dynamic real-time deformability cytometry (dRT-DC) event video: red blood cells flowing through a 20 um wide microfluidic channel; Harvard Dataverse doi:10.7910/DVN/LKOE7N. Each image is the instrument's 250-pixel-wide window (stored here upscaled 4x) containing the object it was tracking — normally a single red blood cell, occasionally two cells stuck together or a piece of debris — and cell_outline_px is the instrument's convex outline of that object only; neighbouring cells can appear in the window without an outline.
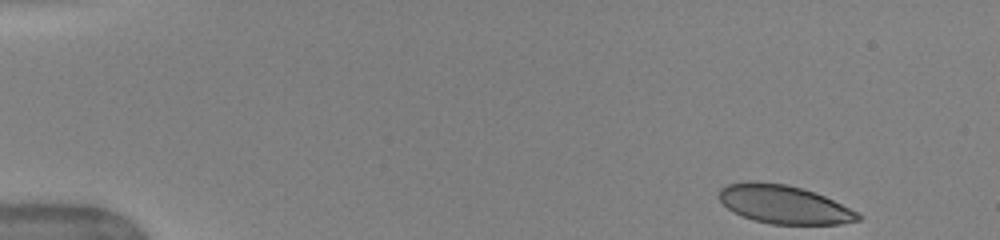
{"species": "human", "species_latin": "Homo sapiens", "temperature_condition": "warm", "stored_images_in_passage": 15, "camera_frame_rate_fps": 3000, "um_per_image_px": 0.085, "donor": {"sex": "female"}, "frame": {"image": 1, "passage_image": 1, "time_ms": 0.0, "image_size_px": [1000, 240], "cell_outline_px": [[864, 216], [860, 220], [840, 224], [772, 224], [752, 220], [728, 208], [716, 196], [720, 188], [728, 184], [748, 180], [756, 180], [784, 184], [800, 188], [824, 196]], "centroid_in_image_um": [66.59, 17.36], "position_along_channel_um": 18.4, "area_um2": 30.98}}
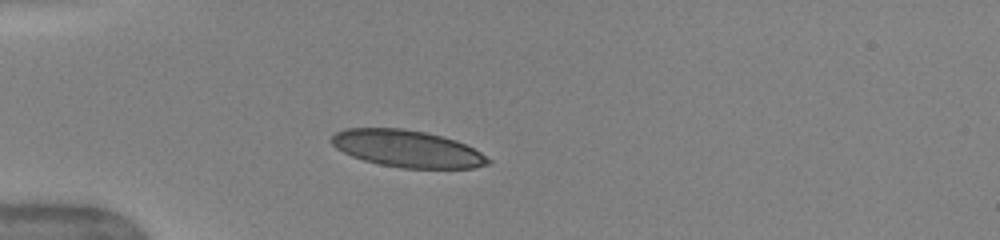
{"frame": {"image": 2, "passage_image": 10, "time_ms": 3.333, "image_size_px": [1000, 240], "cell_outline_px": [[492, 160], [488, 164], [472, 168], [400, 168], [380, 164], [364, 160], [352, 156], [336, 148], [332, 144], [332, 136], [336, 132], [344, 128], [404, 128], [444, 136], [456, 140], [480, 152]], "centroid_in_image_um": [34.61, 12.63], "position_along_channel_um": 50.4, "area_um2": 33.64}}